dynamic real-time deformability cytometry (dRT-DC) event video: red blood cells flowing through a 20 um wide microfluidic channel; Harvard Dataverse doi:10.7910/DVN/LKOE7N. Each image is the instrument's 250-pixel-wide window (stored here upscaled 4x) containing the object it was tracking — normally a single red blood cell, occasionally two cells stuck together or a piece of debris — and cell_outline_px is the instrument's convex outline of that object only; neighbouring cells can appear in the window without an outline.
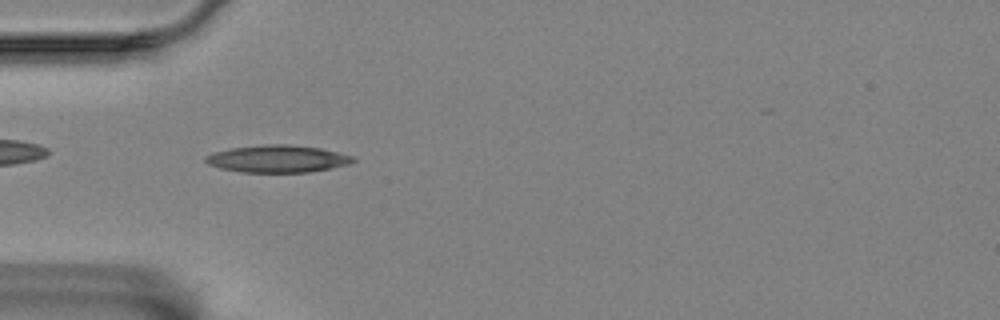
{"species": "Egyptian fruit bat (a non-hibernating species)", "species_latin": "Rousettus aegyptiacus", "temperature_condition": "room temperature", "stored_images_in_passage": 44, "camera_frame_rate_fps": 3000, "um_per_image_px": 0.085, "animal": {"sex": "female"}, "frame": {"image": 1, "passage_image": 4, "time_ms": 1.0, "image_size_px": [1000, 320], "cell_outline_px": [[356, 160], [348, 164], [308, 172], [240, 172], [220, 168], [208, 164], [204, 160], [204, 156], [216, 152], [232, 148], [268, 144], [284, 144], [320, 148], [352, 156]], "centroid_in_image_um": [23.55, 13.5], "position_along_channel_um": 61.4, "area_um2": 23.06}}
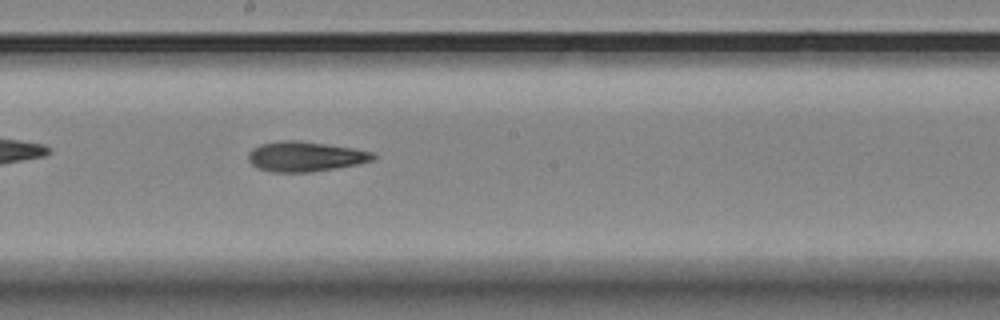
{"frame": {"image": 2, "passage_image": 18, "time_ms": 5.667, "image_size_px": [1000, 320], "cell_outline_px": [[376, 156], [372, 160], [360, 164], [308, 172], [272, 172], [260, 168], [252, 164], [248, 160], [248, 152], [252, 148], [260, 144], [276, 140], [296, 140], [352, 148], [372, 152]], "centroid_in_image_um": [25.9, 13.29], "position_along_channel_um": 222.3, "area_um2": 21.68}}
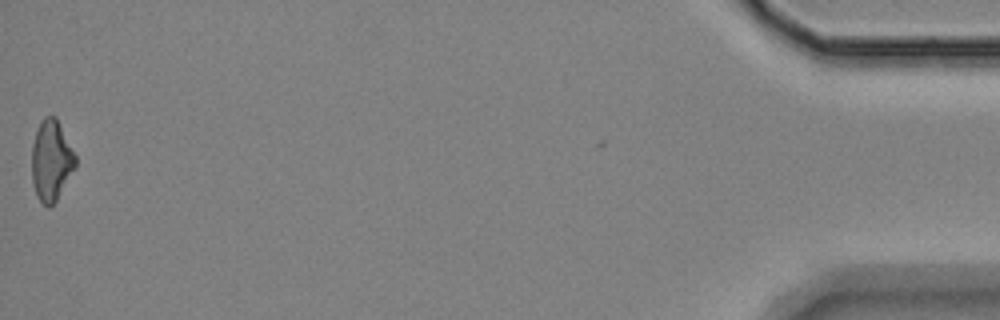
{"frame": {"image": 3, "passage_image": 44, "time_ms": 14.333, "image_size_px": [1000, 320], "cell_outline_px": [[76, 168], [56, 200], [48, 208], [36, 196], [32, 180], [32, 144], [36, 132], [44, 116], [56, 116], [76, 156]], "centroid_in_image_um": [4.36, 13.65], "position_along_channel_um": 430.8, "area_um2": 20.46}, "authors_computed_cell_mechanics": {"area_um2": 21.1548, "velocity_mm_per_s": 3.4725, "shape_relaxation_time_tau1_ms": 8.1429, "shape_relaxation_time_tau2_ms": 10.5076, "deformation_change_tau1": 0.1761, "deformation_change_tau2": 0.2312}}